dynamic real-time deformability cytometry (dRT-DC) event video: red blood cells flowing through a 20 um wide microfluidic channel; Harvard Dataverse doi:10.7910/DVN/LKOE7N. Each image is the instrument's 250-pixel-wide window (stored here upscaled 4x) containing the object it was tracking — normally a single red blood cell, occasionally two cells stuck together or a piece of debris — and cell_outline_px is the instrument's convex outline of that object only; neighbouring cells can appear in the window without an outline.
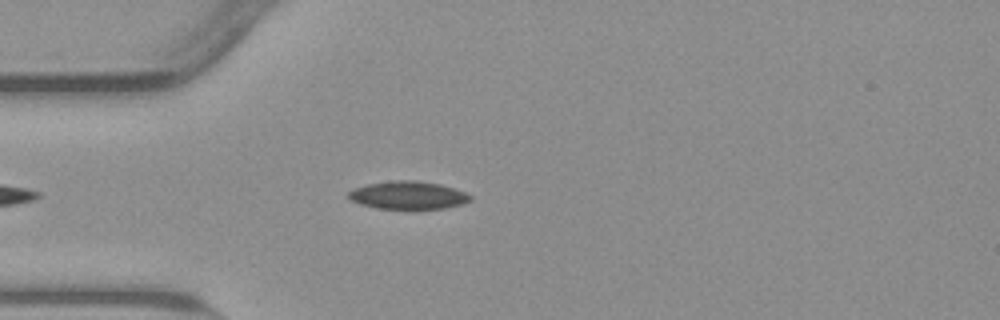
{"species": "common noctule bat (a hibernating species)", "species_latin": "Nyctalus noctula", "temperature_condition": "warm", "stored_images_in_passage": 25, "camera_frame_rate_fps": 3000, "um_per_image_px": 0.085, "animal": {"sex": "male", "body_mass_g": 23.1, "forearm_length_mm": 52.7}, "frame": {"image": 1, "passage_image": 7, "time_ms": 2.0, "image_size_px": [1000, 320], "cell_outline_px": [[472, 200], [460, 204], [444, 208], [376, 208], [360, 204], [352, 200], [348, 196], [348, 192], [352, 188], [368, 184], [396, 180], [416, 180], [440, 184], [464, 192], [472, 196]], "centroid_in_image_um": [34.66, 16.58], "position_along_channel_um": 50.3, "area_um2": 19.54}}
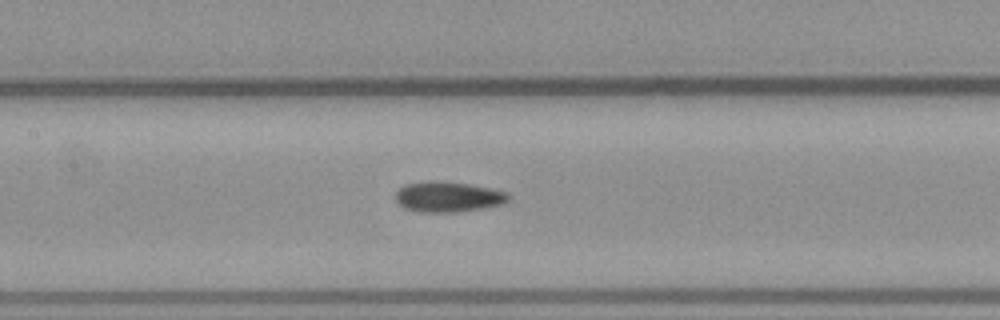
{"frame": {"image": 2, "passage_image": 17, "time_ms": 5.333, "image_size_px": [1000, 320], "cell_outline_px": [[512, 196], [508, 200], [500, 204], [484, 208], [456, 212], [420, 212], [404, 208], [396, 200], [396, 192], [404, 184], [428, 180], [432, 180], [468, 184], [492, 188], [508, 192]], "centroid_in_image_um": [38.09, 16.72], "position_along_channel_um": 169.3, "area_um2": 20.11}}
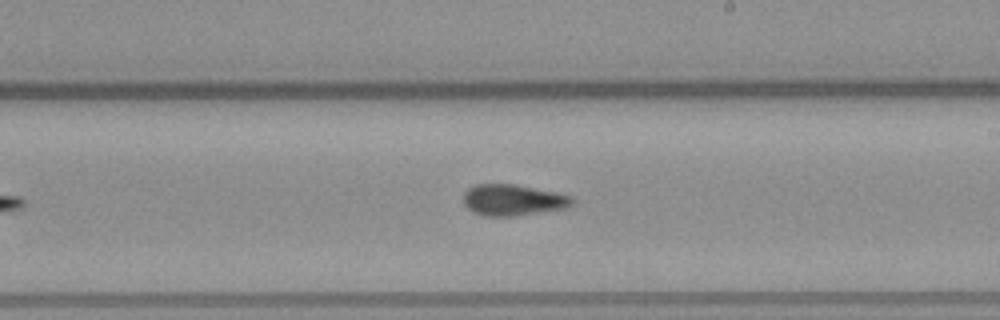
{"frame": {"image": 3, "passage_image": 23, "time_ms": 7.333, "image_size_px": [1000, 320], "cell_outline_px": [[572, 204], [568, 208], [516, 216], [484, 216], [472, 212], [464, 204], [464, 192], [468, 188], [476, 184], [516, 184], [556, 192], [572, 196]], "centroid_in_image_um": [43.6, 17.0], "position_along_channel_um": 245.4, "area_um2": 19.94}}